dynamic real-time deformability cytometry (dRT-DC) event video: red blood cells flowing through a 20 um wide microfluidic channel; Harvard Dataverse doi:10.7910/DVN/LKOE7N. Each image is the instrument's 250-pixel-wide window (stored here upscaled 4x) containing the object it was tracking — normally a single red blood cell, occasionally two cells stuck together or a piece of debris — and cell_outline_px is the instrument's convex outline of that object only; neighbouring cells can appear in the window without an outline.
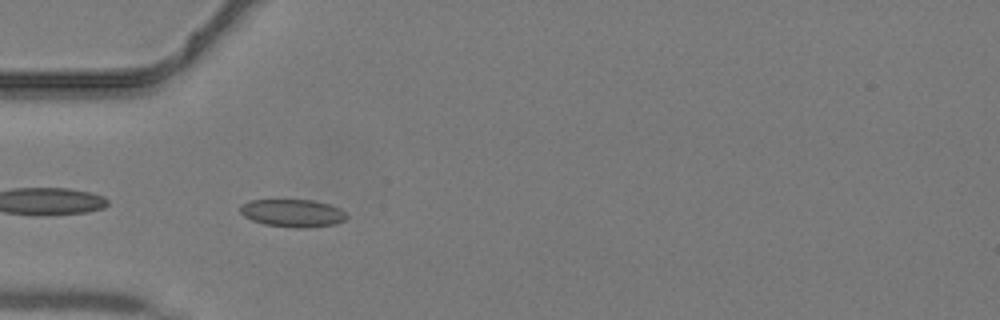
{"species": "common noctule bat (a hibernating species)", "species_latin": "Nyctalus noctula", "temperature_condition": "warm", "stored_images_in_passage": 43, "camera_frame_rate_fps": 3000, "um_per_image_px": 0.085, "animal": {"sex": "male", "body_mass_g": 19.2, "forearm_length_mm": 51.8}, "frame": {"image": 1, "passage_image": 13, "time_ms": 4.0, "image_size_px": [1000, 320], "cell_outline_px": [[348, 216], [344, 220], [336, 224], [308, 228], [292, 228], [264, 224], [252, 220], [244, 216], [240, 212], [240, 204], [248, 200], [312, 200], [328, 204], [340, 208]], "centroid_in_image_um": [24.86, 18.12], "position_along_channel_um": 60.1, "area_um2": 17.34}}
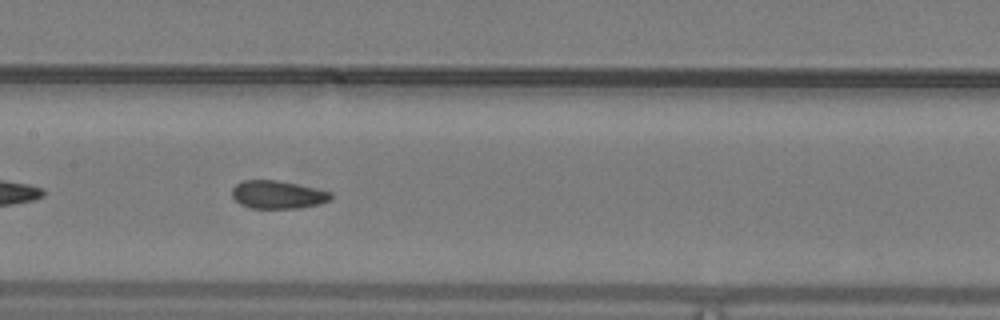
{"frame": {"image": 2, "passage_image": 21, "time_ms": 6.667, "image_size_px": [1000, 320], "cell_outline_px": [[332, 200], [316, 204], [296, 208], [252, 208], [240, 204], [232, 196], [232, 188], [240, 180], [276, 180], [296, 184], [332, 192]], "centroid_in_image_um": [23.58, 16.54], "position_along_channel_um": 183.8, "area_um2": 16.01}}
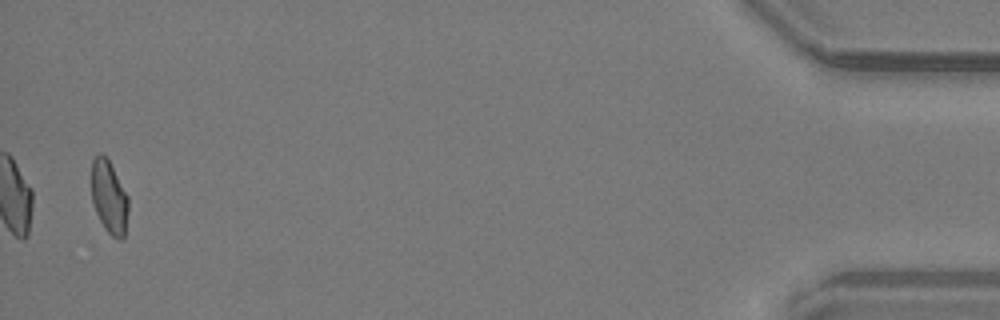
{"frame": {"image": 3, "passage_image": 42, "time_ms": 13.667, "image_size_px": [1000, 320], "cell_outline_px": [[128, 212], [124, 240], [120, 240], [112, 236], [104, 228], [96, 212], [92, 200], [92, 160], [100, 152], [108, 160], [128, 196]], "centroid_in_image_um": [9.28, 16.8], "position_along_channel_um": 425.9, "area_um2": 15.55}}